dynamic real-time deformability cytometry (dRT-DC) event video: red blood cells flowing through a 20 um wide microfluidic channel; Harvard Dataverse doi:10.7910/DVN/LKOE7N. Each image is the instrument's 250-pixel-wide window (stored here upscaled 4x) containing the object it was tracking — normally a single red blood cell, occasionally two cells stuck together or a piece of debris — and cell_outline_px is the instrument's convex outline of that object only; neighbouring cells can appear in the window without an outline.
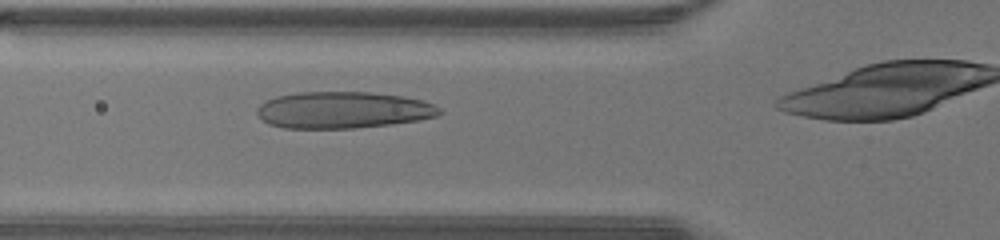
{"species": "human", "species_latin": "Homo sapiens", "temperature_condition": "warm", "stored_images_in_passage": 23, "camera_frame_rate_fps": 3000, "um_per_image_px": 0.085, "donor": {"sex": "male"}, "frame": {"image": 1, "passage_image": 8, "time_ms": 2.333, "image_size_px": [1000, 240], "cell_outline_px": [[444, 112], [436, 116], [420, 120], [392, 124], [356, 128], [284, 128], [268, 124], [256, 112], [256, 108], [264, 100], [276, 96], [296, 92], [372, 92], [404, 96], [424, 100], [436, 104]], "centroid_in_image_um": [29.19, 9.34], "position_along_channel_um": 96.6, "area_um2": 39.48}}
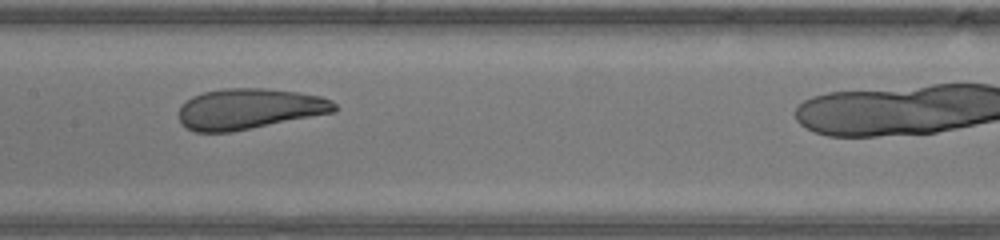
{"frame": {"image": 2, "passage_image": 14, "time_ms": 4.333, "image_size_px": [1000, 240], "cell_outline_px": [[340, 108], [336, 112], [232, 132], [196, 132], [184, 128], [180, 120], [180, 108], [192, 96], [204, 92], [224, 88], [264, 88], [296, 92], [320, 96], [332, 100]], "centroid_in_image_um": [21.22, 9.26], "position_along_channel_um": 186.2, "area_um2": 36.99}}
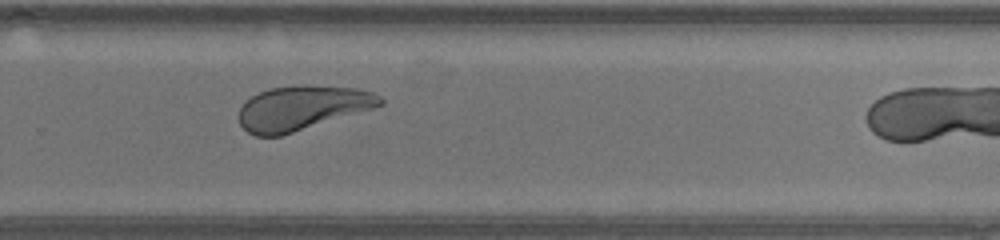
{"frame": {"image": 3, "passage_image": 22, "time_ms": 7.0, "image_size_px": [1000, 240], "cell_outline_px": [[384, 104], [372, 108], [280, 136], [256, 136], [248, 132], [240, 124], [240, 108], [252, 96], [260, 92], [272, 88], [356, 88], [372, 92], [380, 96], [384, 100]], "centroid_in_image_um": [25.66, 9.22], "position_along_channel_um": 304.1, "area_um2": 34.85}}